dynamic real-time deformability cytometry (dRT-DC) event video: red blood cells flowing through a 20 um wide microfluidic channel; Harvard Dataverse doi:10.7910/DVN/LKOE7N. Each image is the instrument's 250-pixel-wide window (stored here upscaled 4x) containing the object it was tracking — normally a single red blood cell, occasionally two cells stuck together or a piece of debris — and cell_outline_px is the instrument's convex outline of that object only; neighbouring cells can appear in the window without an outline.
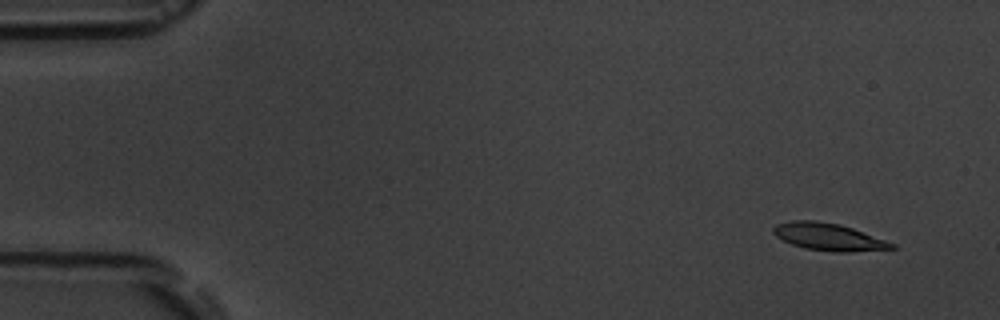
{"species": "common noctule bat (a hibernating species)", "species_latin": "Nyctalus noctula", "temperature_condition": "room temperature", "stored_images_in_passage": 8, "camera_frame_rate_fps": 3000, "um_per_image_px": 0.085, "animal": {"sex": "male", "body_mass_g": 19.5, "forearm_length_mm": 54.6}, "frame": {"image": 1, "passage_image": 2, "time_ms": 1.0, "image_size_px": [1000, 320], "cell_outline_px": [[896, 248], [852, 252], [836, 252], [804, 248], [792, 244], [776, 236], [772, 232], [772, 228], [776, 224], [792, 220], [816, 220], [840, 224], [852, 228], [896, 244]], "centroid_in_image_um": [70.41, 20.13], "position_along_channel_um": 14.6, "area_um2": 18.79}}
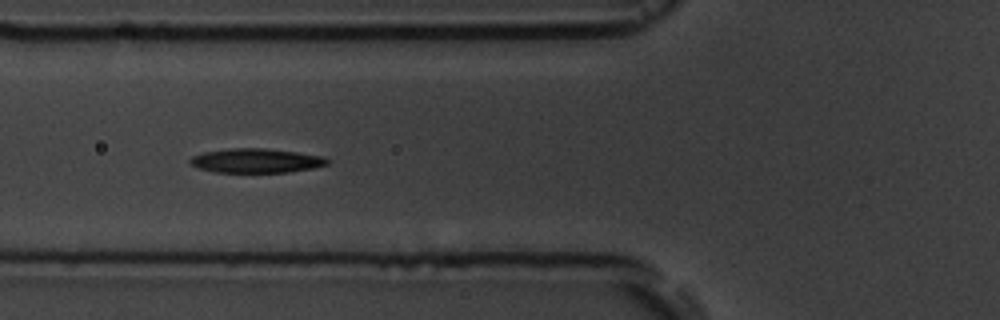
{"frame": {"image": 2, "passage_image": 7, "time_ms": 6.667, "image_size_px": [1000, 320], "cell_outline_px": [[332, 160], [328, 164], [312, 168], [288, 172], [216, 172], [200, 168], [192, 164], [188, 160], [192, 156], [204, 152], [232, 148], [264, 148], [296, 152], [324, 156]], "centroid_in_image_um": [21.82, 13.65], "position_along_channel_um": 104.0, "area_um2": 19.31}}
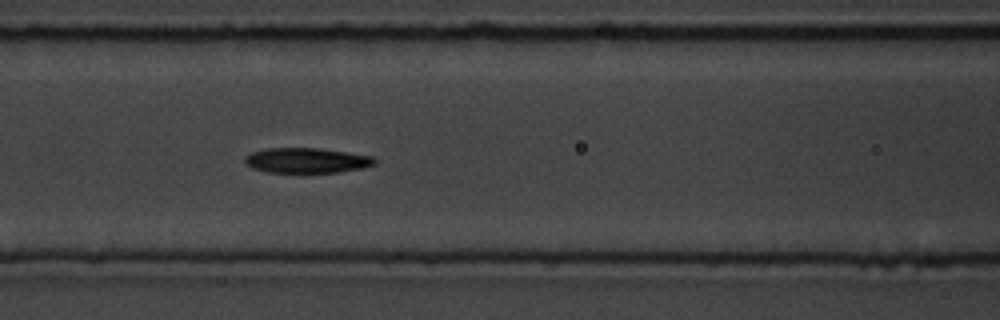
{"frame": {"image": 3, "passage_image": 8, "time_ms": 7.667, "image_size_px": [1000, 320], "cell_outline_px": [[376, 164], [360, 168], [340, 172], [268, 172], [252, 168], [244, 164], [244, 156], [252, 152], [264, 148], [320, 148], [372, 156], [376, 160]], "centroid_in_image_um": [26.02, 13.63], "position_along_channel_um": 140.6, "area_um2": 19.02}}